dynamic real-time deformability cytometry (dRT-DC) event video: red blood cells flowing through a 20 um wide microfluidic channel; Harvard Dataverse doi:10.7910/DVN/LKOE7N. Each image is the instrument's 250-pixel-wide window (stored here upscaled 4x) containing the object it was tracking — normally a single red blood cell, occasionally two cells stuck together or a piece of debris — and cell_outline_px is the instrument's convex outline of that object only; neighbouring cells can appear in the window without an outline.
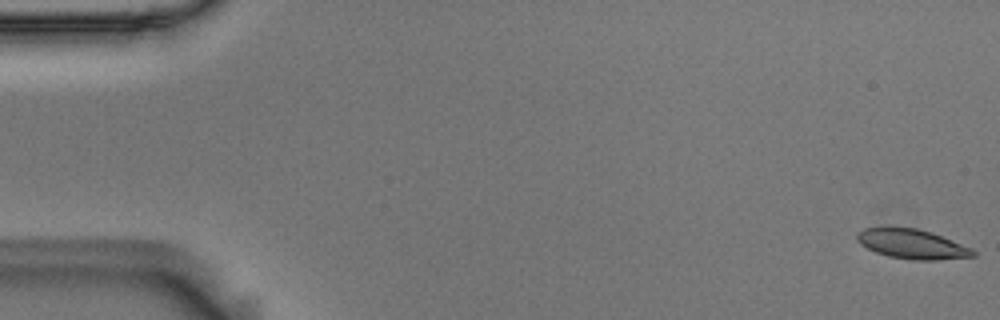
{"species": "Egyptian fruit bat (a non-hibernating species)", "species_latin": "Rousettus aegyptiacus", "temperature_condition": "room temperature", "stored_images_in_passage": 55, "camera_frame_rate_fps": 3000, "um_per_image_px": 0.085, "animal": {"sex": "male"}, "frame": {"image": 1, "passage_image": 1, "time_ms": 0.0, "image_size_px": [1000, 320], "cell_outline_px": [[976, 256], [936, 260], [912, 260], [888, 256], [876, 252], [860, 244], [856, 240], [856, 232], [864, 228], [888, 224], [916, 228], [932, 232], [972, 248], [976, 252]], "centroid_in_image_um": [77.46, 20.7], "position_along_channel_um": 7.5, "area_um2": 20.69}}
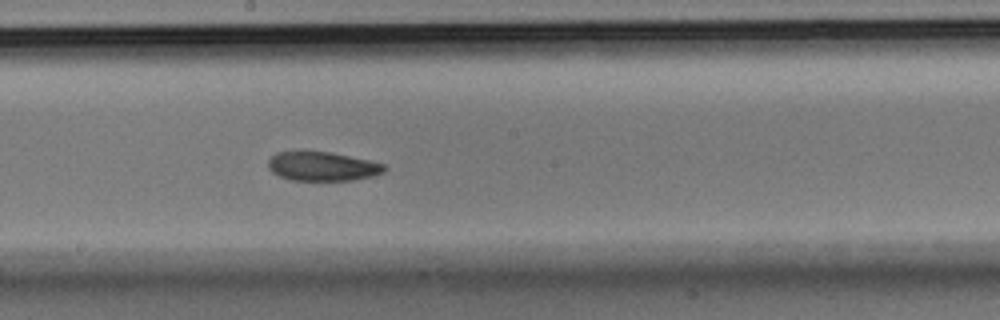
{"frame": {"image": 2, "passage_image": 30, "time_ms": 9.667, "image_size_px": [1000, 320], "cell_outline_px": [[388, 168], [384, 172], [372, 176], [352, 180], [292, 180], [280, 176], [272, 172], [268, 168], [268, 160], [276, 152], [332, 152], [368, 160], [384, 164]], "centroid_in_image_um": [27.42, 14.14], "position_along_channel_um": 220.8, "area_um2": 19.54}}
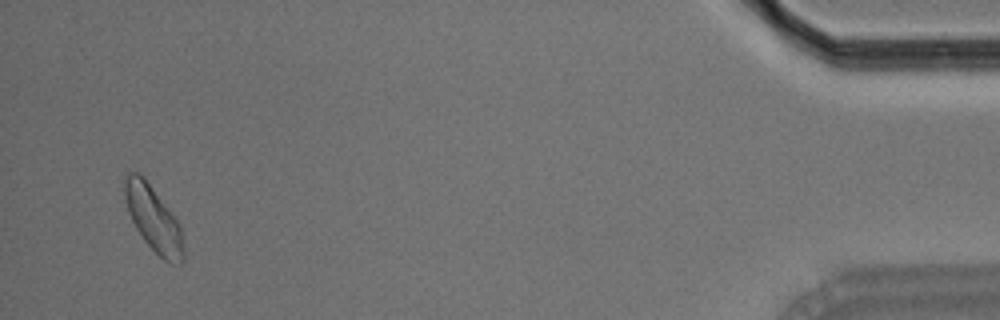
{"frame": {"image": 3, "passage_image": 53, "time_ms": 17.333, "image_size_px": [1000, 320], "cell_outline_px": [[184, 260], [180, 264], [172, 264], [164, 260], [144, 240], [136, 228], [128, 212], [124, 196], [124, 180], [128, 172], [136, 172], [144, 176], [180, 224], [184, 248]], "centroid_in_image_um": [13.05, 18.6], "position_along_channel_um": 422.2, "area_um2": 22.31}, "authors_computed_cell_mechanics": {"area_um2": 20.6924, "velocity_mm_per_s": 3.6729, "shape_relaxation_time_tau1_ms": 4.3082, "shape_relaxation_time_tau2_ms": null, "deformation_change_tau1": 0.1263, "deformation_change_tau2": null}}